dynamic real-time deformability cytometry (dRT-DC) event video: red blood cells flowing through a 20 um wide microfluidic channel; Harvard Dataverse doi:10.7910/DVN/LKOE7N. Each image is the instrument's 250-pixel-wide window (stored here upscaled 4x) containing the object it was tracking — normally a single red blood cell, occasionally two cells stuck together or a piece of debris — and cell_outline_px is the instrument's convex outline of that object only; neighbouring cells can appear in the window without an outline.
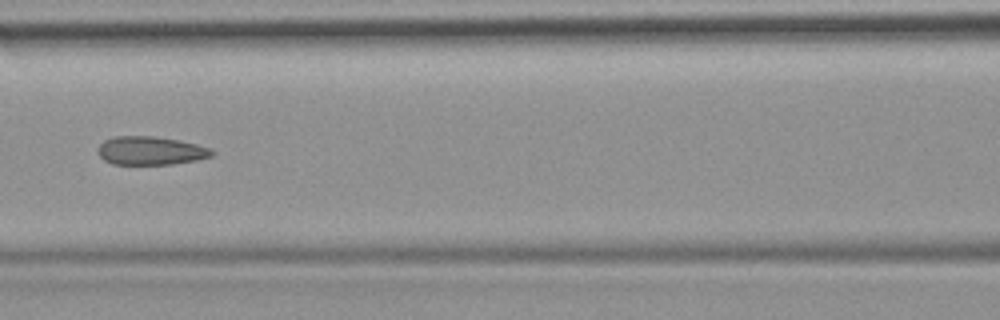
{"species": "common noctule bat (a hibernating species)", "species_latin": "Nyctalus noctula", "temperature_condition": "room temperature", "stored_images_in_passage": 7, "camera_frame_rate_fps": 3000, "um_per_image_px": 0.085, "animal": {"sex": "female", "body_mass_g": 19.9}, "frame": {"image": 1, "passage_image": 7, "time_ms": 6.667, "image_size_px": [1000, 320], "cell_outline_px": [[216, 152], [212, 156], [196, 160], [172, 164], [112, 164], [104, 160], [96, 152], [96, 148], [104, 140], [112, 136], [152, 136], [180, 140], [212, 148]], "centroid_in_image_um": [12.79, 12.8], "position_along_channel_um": 153.8, "area_um2": 19.13}}